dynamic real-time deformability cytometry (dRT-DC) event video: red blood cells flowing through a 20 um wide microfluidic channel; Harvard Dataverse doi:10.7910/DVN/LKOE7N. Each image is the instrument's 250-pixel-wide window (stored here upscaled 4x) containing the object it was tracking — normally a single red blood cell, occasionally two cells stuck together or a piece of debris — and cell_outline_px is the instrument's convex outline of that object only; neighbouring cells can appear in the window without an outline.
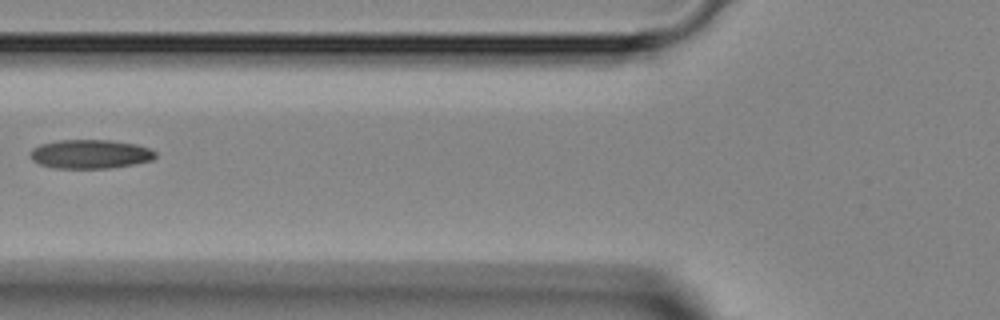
{"species": "Egyptian fruit bat (a non-hibernating species)", "species_latin": "Rousettus aegyptiacus", "temperature_condition": "room temperature", "stored_images_in_passage": 3, "camera_frame_rate_fps": 3000, "um_per_image_px": 0.085, "animal": {"sex": "female"}, "frame": {"image": 1, "passage_image": 2, "time_ms": 1.0, "image_size_px": [1000, 320], "cell_outline_px": [[156, 156], [152, 160], [112, 168], [56, 168], [40, 164], [32, 160], [28, 156], [28, 152], [32, 148], [40, 144], [60, 140], [108, 140], [136, 144], [148, 148], [156, 152]], "centroid_in_image_um": [7.63, 13.09], "position_along_channel_um": 118.2, "area_um2": 21.15}}
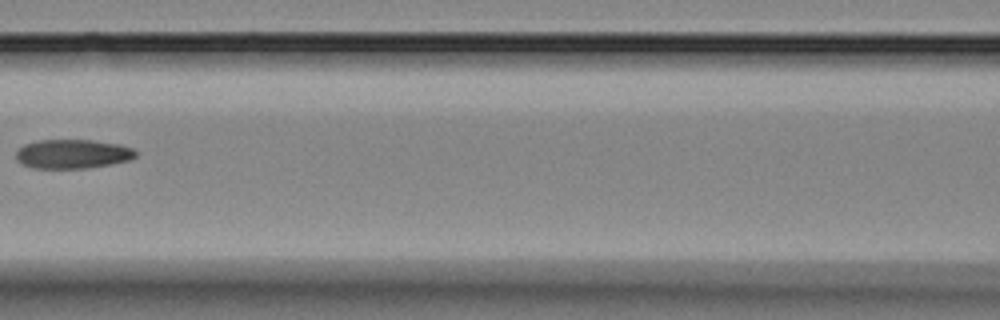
{"frame": {"image": 2, "passage_image": 3, "time_ms": 2.0, "image_size_px": [1000, 320], "cell_outline_px": [[136, 156], [128, 160], [108, 164], [84, 168], [32, 168], [16, 160], [16, 152], [24, 144], [36, 140], [92, 140], [120, 144], [132, 148], [136, 152]], "centroid_in_image_um": [6.14, 13.07], "position_along_channel_um": 160.5, "area_um2": 20.17}}